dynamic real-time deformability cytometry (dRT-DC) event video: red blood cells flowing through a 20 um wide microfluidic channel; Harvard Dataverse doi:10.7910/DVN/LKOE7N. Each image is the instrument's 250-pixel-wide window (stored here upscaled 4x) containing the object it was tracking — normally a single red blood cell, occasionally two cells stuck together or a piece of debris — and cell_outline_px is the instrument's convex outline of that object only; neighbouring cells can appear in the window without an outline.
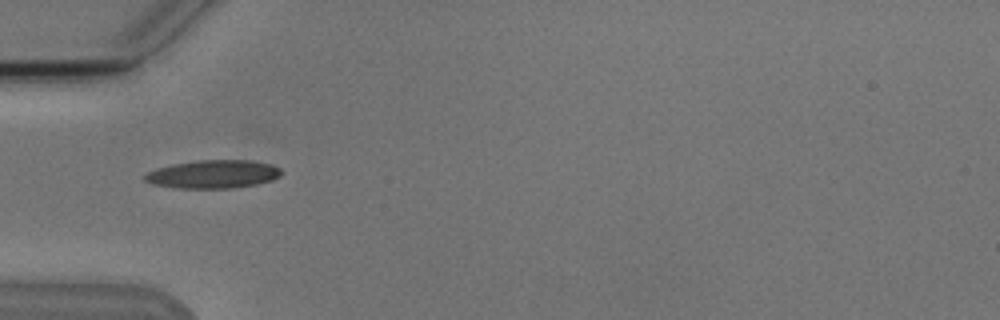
{"species": "Egyptian fruit bat (a non-hibernating species)", "species_latin": "Rousettus aegyptiacus", "temperature_condition": "cold", "stored_images_in_passage": 1, "camera_frame_rate_fps": 3000, "um_per_image_px": 0.085, "animal": {"sex": "male"}, "frame": {"image": 1, "passage_image": 1, "time_ms": 0.0, "image_size_px": [1000, 320], "cell_outline_px": [[280, 176], [272, 180], [256, 184], [232, 188], [176, 188], [152, 184], [144, 180], [144, 176], [148, 172], [156, 168], [172, 164], [196, 160], [252, 160], [272, 164], [280, 168]], "centroid_in_image_um": [18.11, 14.8], "position_along_channel_um": 66.9, "area_um2": 22.54}}